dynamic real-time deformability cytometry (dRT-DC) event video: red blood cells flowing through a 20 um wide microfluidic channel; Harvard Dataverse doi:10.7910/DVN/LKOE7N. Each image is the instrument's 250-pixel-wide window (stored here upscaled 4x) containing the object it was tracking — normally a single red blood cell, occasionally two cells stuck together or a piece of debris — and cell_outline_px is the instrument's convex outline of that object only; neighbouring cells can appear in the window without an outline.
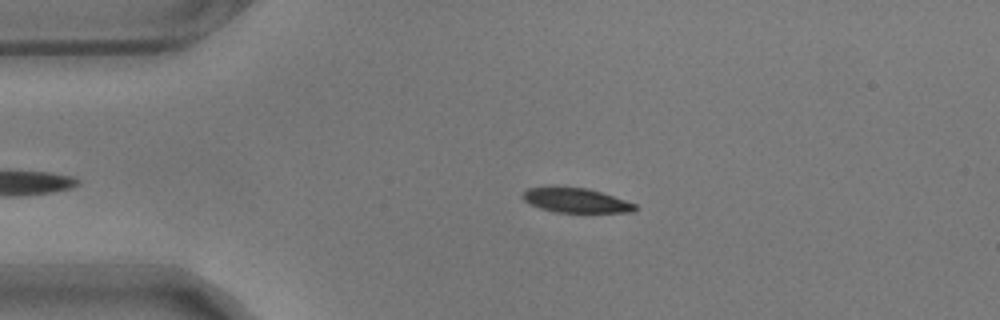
{"species": "common noctule bat (a hibernating species)", "species_latin": "Nyctalus noctula", "temperature_condition": "warm", "stored_images_in_passage": 46, "camera_frame_rate_fps": 3000, "um_per_image_px": 0.085, "animal": {"sex": "male", "body_mass_g": 17.9}, "frame": {"image": 1, "passage_image": 9, "time_ms": 2.667, "image_size_px": [1000, 320], "cell_outline_px": [[640, 208], [636, 212], [556, 212], [540, 208], [528, 204], [520, 196], [528, 188], [588, 188], [636, 204]], "centroid_in_image_um": [48.98, 17.06], "position_along_channel_um": 36.0, "area_um2": 15.78}}
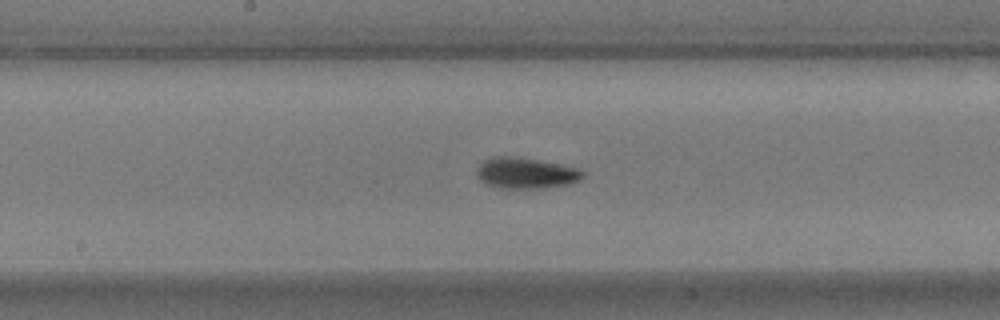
{"frame": {"image": 2, "passage_image": 26, "time_ms": 8.333, "image_size_px": [1000, 320], "cell_outline_px": [[584, 176], [580, 180], [568, 184], [544, 188], [496, 188], [484, 184], [476, 176], [476, 172], [480, 164], [484, 160], [492, 156], [516, 156], [576, 168], [584, 172]], "centroid_in_image_um": [44.63, 14.72], "position_along_channel_um": 203.6, "area_um2": 19.13}}
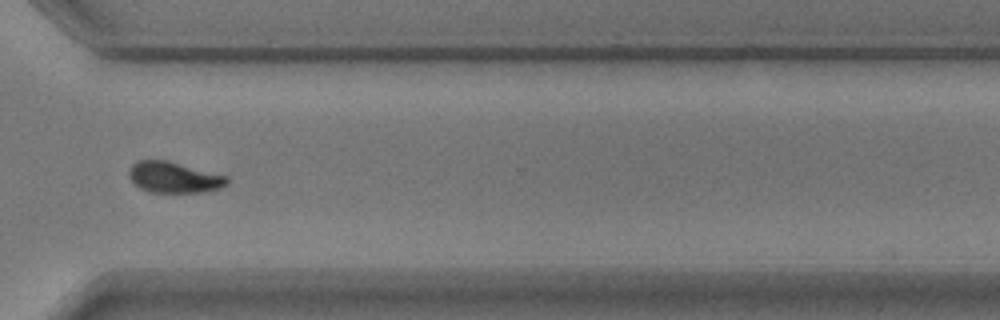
{"frame": {"image": 3, "passage_image": 39, "time_ms": 12.667, "image_size_px": [1000, 320], "cell_outline_px": [[228, 184], [220, 188], [204, 192], [152, 192], [140, 188], [128, 176], [128, 172], [132, 164], [140, 160], [168, 160], [228, 176]], "centroid_in_image_um": [14.81, 15.07], "position_along_channel_um": 355.8, "area_um2": 17.69}, "authors_computed_cell_mechanics": {"area_um2": 17.4845, "velocity_mm_per_s": 3.516, "shape_relaxation_time_tau1_ms": 3.3984, "shape_relaxation_time_tau2_ms": 2.2708, "deformation_change_tau1": 0.1465, "deformation_change_tau2": 0.0716}}